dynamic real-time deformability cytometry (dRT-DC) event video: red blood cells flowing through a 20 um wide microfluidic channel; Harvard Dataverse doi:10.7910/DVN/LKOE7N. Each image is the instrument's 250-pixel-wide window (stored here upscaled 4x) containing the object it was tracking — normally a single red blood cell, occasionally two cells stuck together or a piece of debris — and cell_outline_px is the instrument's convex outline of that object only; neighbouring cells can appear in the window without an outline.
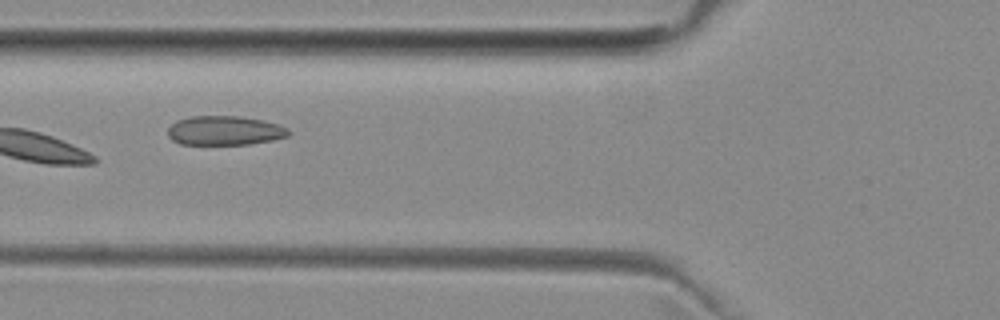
{"species": "common noctule bat (a hibernating species)", "species_latin": "Nyctalus noctula", "temperature_condition": "room temperature", "stored_images_in_passage": 5, "camera_frame_rate_fps": 3000, "um_per_image_px": 0.085, "animal": {"sex": "female", "body_mass_g": 29.2, "forearm_length_mm": 56.3}, "frame": {"image": 1, "passage_image": 5, "time_ms": 5.0, "image_size_px": [1000, 320], "cell_outline_px": [[292, 132], [288, 136], [272, 140], [248, 144], [180, 144], [172, 140], [168, 136], [168, 128], [176, 120], [192, 116], [240, 116], [260, 120], [276, 124], [288, 128]], "centroid_in_image_um": [19.08, 11.1], "position_along_channel_um": 106.7, "area_um2": 20.52}}